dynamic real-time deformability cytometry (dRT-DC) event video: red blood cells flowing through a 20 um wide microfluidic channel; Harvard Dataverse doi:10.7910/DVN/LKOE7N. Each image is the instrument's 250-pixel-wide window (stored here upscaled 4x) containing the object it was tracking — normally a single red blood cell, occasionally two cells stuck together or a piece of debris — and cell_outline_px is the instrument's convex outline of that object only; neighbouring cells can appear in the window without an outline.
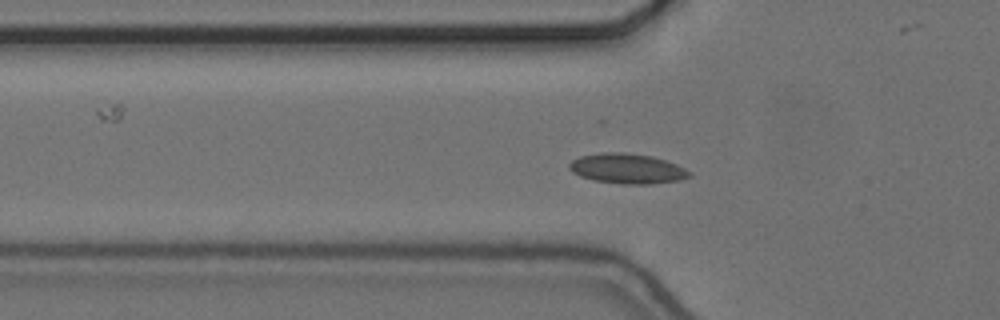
{"species": "common noctule bat (a hibernating species)", "species_latin": "Nyctalus noctula", "temperature_condition": "cold", "stored_images_in_passage": 57, "camera_frame_rate_fps": 3000, "um_per_image_px": 0.085, "animal": {"sex": "female", "body_mass_g": 24.6, "forearm_length_mm": 56.2}, "frame": {"image": 1, "passage_image": 19, "time_ms": 6.0, "image_size_px": [1000, 320], "cell_outline_px": [[692, 176], [680, 180], [648, 184], [620, 184], [592, 180], [580, 176], [572, 172], [568, 168], [568, 164], [572, 160], [580, 156], [604, 152], [624, 152], [652, 156], [676, 164], [692, 172]], "centroid_in_image_um": [53.3, 14.33], "position_along_channel_um": 72.5, "area_um2": 21.15}}
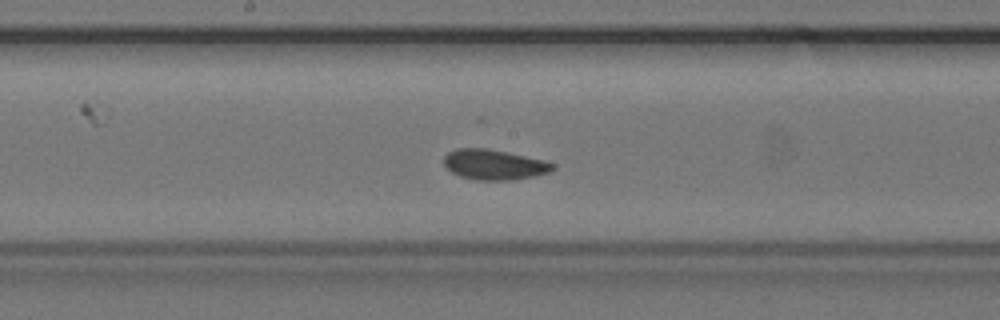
{"frame": {"image": 2, "passage_image": 30, "time_ms": 9.667, "image_size_px": [1000, 320], "cell_outline_px": [[556, 168], [548, 172], [532, 176], [512, 180], [476, 180], [460, 176], [452, 172], [444, 164], [444, 156], [448, 152], [456, 148], [488, 148], [544, 160], [552, 164]], "centroid_in_image_um": [41.97, 13.98], "position_along_channel_um": 206.2, "area_um2": 19.02}}
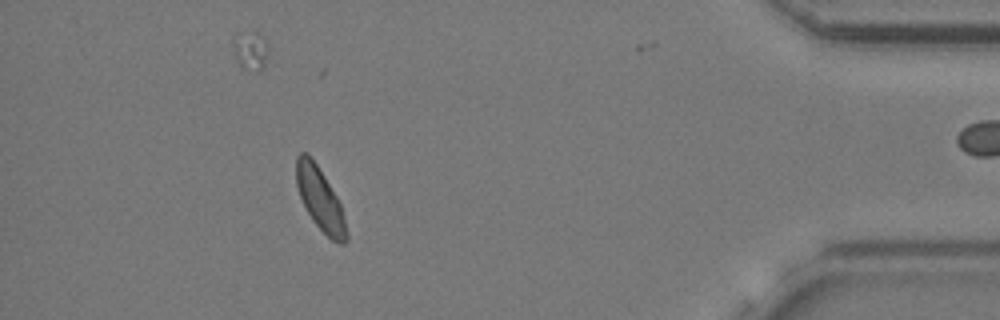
{"frame": {"image": 3, "passage_image": 51, "time_ms": 16.667, "image_size_px": [1000, 320], "cell_outline_px": [[348, 240], [344, 244], [340, 244], [332, 240], [312, 220], [300, 196], [296, 184], [296, 156], [300, 152], [308, 152], [324, 176], [336, 196], [340, 204], [344, 216], [348, 236]], "centroid_in_image_um": [27.2, 16.91], "position_along_channel_um": 408.0, "area_um2": 18.09}, "authors_computed_cell_mechanics": {"area_um2": 19.1318, "velocity_mm_per_s": 3.6316, "shape_relaxation_time_tau1_ms": 2.9701, "shape_relaxation_time_tau2_ms": null, "deformation_change_tau1": 0.0626, "deformation_change_tau2": null}}